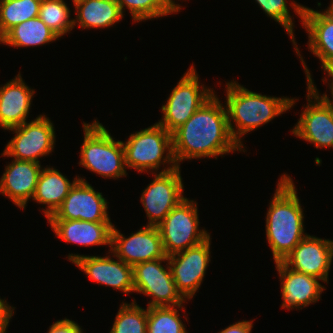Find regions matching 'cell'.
<instances>
[{"mask_svg": "<svg viewBox=\"0 0 333 333\" xmlns=\"http://www.w3.org/2000/svg\"><path fill=\"white\" fill-rule=\"evenodd\" d=\"M214 94L184 124L172 134L175 162L185 159L211 158L244 149L233 139L229 131L227 111Z\"/></svg>", "mask_w": 333, "mask_h": 333, "instance_id": "1", "label": "cell"}, {"mask_svg": "<svg viewBox=\"0 0 333 333\" xmlns=\"http://www.w3.org/2000/svg\"><path fill=\"white\" fill-rule=\"evenodd\" d=\"M266 216V237L274 262H281L307 235L303 209L290 176L282 175Z\"/></svg>", "mask_w": 333, "mask_h": 333, "instance_id": "2", "label": "cell"}, {"mask_svg": "<svg viewBox=\"0 0 333 333\" xmlns=\"http://www.w3.org/2000/svg\"><path fill=\"white\" fill-rule=\"evenodd\" d=\"M226 88L225 108L229 131L240 147H243L241 141L243 135L283 114L292 108L297 100L262 95L248 90L236 81L228 82ZM232 121L236 126H233Z\"/></svg>", "mask_w": 333, "mask_h": 333, "instance_id": "3", "label": "cell"}, {"mask_svg": "<svg viewBox=\"0 0 333 333\" xmlns=\"http://www.w3.org/2000/svg\"><path fill=\"white\" fill-rule=\"evenodd\" d=\"M84 141L80 162L86 169L105 178L126 177L125 153L122 141H115L99 121L84 123Z\"/></svg>", "mask_w": 333, "mask_h": 333, "instance_id": "4", "label": "cell"}, {"mask_svg": "<svg viewBox=\"0 0 333 333\" xmlns=\"http://www.w3.org/2000/svg\"><path fill=\"white\" fill-rule=\"evenodd\" d=\"M122 144L126 167L136 169L139 173L148 169H155L156 172L165 163L177 166L173 156L172 134L158 123L131 134ZM165 152L167 155L163 156Z\"/></svg>", "mask_w": 333, "mask_h": 333, "instance_id": "5", "label": "cell"}, {"mask_svg": "<svg viewBox=\"0 0 333 333\" xmlns=\"http://www.w3.org/2000/svg\"><path fill=\"white\" fill-rule=\"evenodd\" d=\"M197 203L186 197L157 226L167 256L195 247L210 237L199 229Z\"/></svg>", "mask_w": 333, "mask_h": 333, "instance_id": "6", "label": "cell"}, {"mask_svg": "<svg viewBox=\"0 0 333 333\" xmlns=\"http://www.w3.org/2000/svg\"><path fill=\"white\" fill-rule=\"evenodd\" d=\"M194 66H190L184 76L173 88L169 98L161 110L163 118L158 122L172 133L184 124L215 93L211 88L203 86L198 79ZM202 88V89H201ZM201 89V90H200Z\"/></svg>", "mask_w": 333, "mask_h": 333, "instance_id": "7", "label": "cell"}, {"mask_svg": "<svg viewBox=\"0 0 333 333\" xmlns=\"http://www.w3.org/2000/svg\"><path fill=\"white\" fill-rule=\"evenodd\" d=\"M167 262L166 268L161 264ZM134 292L152 296L147 307L175 306L183 310L185 299L178 292L168 263V257L133 266Z\"/></svg>", "mask_w": 333, "mask_h": 333, "instance_id": "8", "label": "cell"}, {"mask_svg": "<svg viewBox=\"0 0 333 333\" xmlns=\"http://www.w3.org/2000/svg\"><path fill=\"white\" fill-rule=\"evenodd\" d=\"M8 130L15 136L7 143L3 156L40 163L39 157L47 156L54 149L55 131L46 115H39L30 123L26 121Z\"/></svg>", "mask_w": 333, "mask_h": 333, "instance_id": "9", "label": "cell"}, {"mask_svg": "<svg viewBox=\"0 0 333 333\" xmlns=\"http://www.w3.org/2000/svg\"><path fill=\"white\" fill-rule=\"evenodd\" d=\"M155 178L143 190L141 203L149 219L147 225L158 226L167 214L185 197L180 167L169 166L159 174L153 173Z\"/></svg>", "mask_w": 333, "mask_h": 333, "instance_id": "10", "label": "cell"}, {"mask_svg": "<svg viewBox=\"0 0 333 333\" xmlns=\"http://www.w3.org/2000/svg\"><path fill=\"white\" fill-rule=\"evenodd\" d=\"M110 249L114 257L131 267L167 257L158 227L149 225L140 228L127 238L113 226Z\"/></svg>", "mask_w": 333, "mask_h": 333, "instance_id": "11", "label": "cell"}, {"mask_svg": "<svg viewBox=\"0 0 333 333\" xmlns=\"http://www.w3.org/2000/svg\"><path fill=\"white\" fill-rule=\"evenodd\" d=\"M210 241L209 237L195 247L167 256L176 288L185 300L196 295L203 281L211 261Z\"/></svg>", "mask_w": 333, "mask_h": 333, "instance_id": "12", "label": "cell"}, {"mask_svg": "<svg viewBox=\"0 0 333 333\" xmlns=\"http://www.w3.org/2000/svg\"><path fill=\"white\" fill-rule=\"evenodd\" d=\"M107 203L102 193L96 192L84 178L79 177L62 205L48 220L111 222Z\"/></svg>", "mask_w": 333, "mask_h": 333, "instance_id": "13", "label": "cell"}, {"mask_svg": "<svg viewBox=\"0 0 333 333\" xmlns=\"http://www.w3.org/2000/svg\"><path fill=\"white\" fill-rule=\"evenodd\" d=\"M333 259V241L306 235L282 261L297 272L328 283Z\"/></svg>", "mask_w": 333, "mask_h": 333, "instance_id": "14", "label": "cell"}, {"mask_svg": "<svg viewBox=\"0 0 333 333\" xmlns=\"http://www.w3.org/2000/svg\"><path fill=\"white\" fill-rule=\"evenodd\" d=\"M68 259L84 271L85 274L99 285L113 287L123 293L134 292L133 267L121 259H111L109 256H84L69 254Z\"/></svg>", "mask_w": 333, "mask_h": 333, "instance_id": "15", "label": "cell"}, {"mask_svg": "<svg viewBox=\"0 0 333 333\" xmlns=\"http://www.w3.org/2000/svg\"><path fill=\"white\" fill-rule=\"evenodd\" d=\"M307 89L309 102L292 133L314 144L316 149L333 147V113L309 88Z\"/></svg>", "mask_w": 333, "mask_h": 333, "instance_id": "16", "label": "cell"}, {"mask_svg": "<svg viewBox=\"0 0 333 333\" xmlns=\"http://www.w3.org/2000/svg\"><path fill=\"white\" fill-rule=\"evenodd\" d=\"M294 12L301 18L302 25L308 32V48L319 58L323 66L333 61V10L328 7L324 12L314 11L294 1Z\"/></svg>", "mask_w": 333, "mask_h": 333, "instance_id": "17", "label": "cell"}, {"mask_svg": "<svg viewBox=\"0 0 333 333\" xmlns=\"http://www.w3.org/2000/svg\"><path fill=\"white\" fill-rule=\"evenodd\" d=\"M41 168L40 163L14 159L5 167L0 179V193L25 209L27 201L35 194Z\"/></svg>", "mask_w": 333, "mask_h": 333, "instance_id": "18", "label": "cell"}, {"mask_svg": "<svg viewBox=\"0 0 333 333\" xmlns=\"http://www.w3.org/2000/svg\"><path fill=\"white\" fill-rule=\"evenodd\" d=\"M275 264L281 280L283 299L281 307L283 309L291 310L296 307V309H302L311 303L318 302L320 295L325 290L324 286L319 283L320 279L292 270L282 261Z\"/></svg>", "mask_w": 333, "mask_h": 333, "instance_id": "19", "label": "cell"}, {"mask_svg": "<svg viewBox=\"0 0 333 333\" xmlns=\"http://www.w3.org/2000/svg\"><path fill=\"white\" fill-rule=\"evenodd\" d=\"M34 92L20 73L0 87V127L8 130L26 122Z\"/></svg>", "mask_w": 333, "mask_h": 333, "instance_id": "20", "label": "cell"}, {"mask_svg": "<svg viewBox=\"0 0 333 333\" xmlns=\"http://www.w3.org/2000/svg\"><path fill=\"white\" fill-rule=\"evenodd\" d=\"M56 236L67 243L82 246H111L112 222L48 220Z\"/></svg>", "mask_w": 333, "mask_h": 333, "instance_id": "21", "label": "cell"}, {"mask_svg": "<svg viewBox=\"0 0 333 333\" xmlns=\"http://www.w3.org/2000/svg\"><path fill=\"white\" fill-rule=\"evenodd\" d=\"M78 180L76 176L71 183L59 170L53 167H47L41 170L38 177V182L33 196V200L47 205L46 210H43L48 219L62 205L69 190Z\"/></svg>", "mask_w": 333, "mask_h": 333, "instance_id": "22", "label": "cell"}, {"mask_svg": "<svg viewBox=\"0 0 333 333\" xmlns=\"http://www.w3.org/2000/svg\"><path fill=\"white\" fill-rule=\"evenodd\" d=\"M72 2L77 13L74 26L79 24L82 29L113 26L123 18V13L115 0H74Z\"/></svg>", "mask_w": 333, "mask_h": 333, "instance_id": "23", "label": "cell"}, {"mask_svg": "<svg viewBox=\"0 0 333 333\" xmlns=\"http://www.w3.org/2000/svg\"><path fill=\"white\" fill-rule=\"evenodd\" d=\"M58 38L39 17H36L14 26L2 37L0 43L23 48L44 45Z\"/></svg>", "mask_w": 333, "mask_h": 333, "instance_id": "24", "label": "cell"}, {"mask_svg": "<svg viewBox=\"0 0 333 333\" xmlns=\"http://www.w3.org/2000/svg\"><path fill=\"white\" fill-rule=\"evenodd\" d=\"M41 0H0V36L14 26L39 16Z\"/></svg>", "mask_w": 333, "mask_h": 333, "instance_id": "25", "label": "cell"}, {"mask_svg": "<svg viewBox=\"0 0 333 333\" xmlns=\"http://www.w3.org/2000/svg\"><path fill=\"white\" fill-rule=\"evenodd\" d=\"M123 12L127 7L131 17L136 22L164 17L169 14L178 13L181 9L179 4L172 0H115Z\"/></svg>", "mask_w": 333, "mask_h": 333, "instance_id": "26", "label": "cell"}, {"mask_svg": "<svg viewBox=\"0 0 333 333\" xmlns=\"http://www.w3.org/2000/svg\"><path fill=\"white\" fill-rule=\"evenodd\" d=\"M71 10L64 0H41L39 18L58 36L62 37L74 28Z\"/></svg>", "mask_w": 333, "mask_h": 333, "instance_id": "27", "label": "cell"}, {"mask_svg": "<svg viewBox=\"0 0 333 333\" xmlns=\"http://www.w3.org/2000/svg\"><path fill=\"white\" fill-rule=\"evenodd\" d=\"M175 306L147 307L146 333H187Z\"/></svg>", "mask_w": 333, "mask_h": 333, "instance_id": "28", "label": "cell"}, {"mask_svg": "<svg viewBox=\"0 0 333 333\" xmlns=\"http://www.w3.org/2000/svg\"><path fill=\"white\" fill-rule=\"evenodd\" d=\"M147 309L132 303H122L109 333H146Z\"/></svg>", "mask_w": 333, "mask_h": 333, "instance_id": "29", "label": "cell"}, {"mask_svg": "<svg viewBox=\"0 0 333 333\" xmlns=\"http://www.w3.org/2000/svg\"><path fill=\"white\" fill-rule=\"evenodd\" d=\"M258 5L263 9L268 17L278 22L287 31L292 42L296 41L294 39V23L293 18L290 15V10L286 0H255Z\"/></svg>", "mask_w": 333, "mask_h": 333, "instance_id": "30", "label": "cell"}, {"mask_svg": "<svg viewBox=\"0 0 333 333\" xmlns=\"http://www.w3.org/2000/svg\"><path fill=\"white\" fill-rule=\"evenodd\" d=\"M293 44L295 45V51L297 52L296 54L300 57V60L302 61L304 70H305V74H306V80H307V86L306 88H309L333 113V99L332 101L329 99L328 95L322 94L323 96H319L320 94H318V90L316 89V86L314 85V80H312L310 71L308 69V67H306V63L303 60V57L300 55L299 52V48L297 47V44L295 41H293ZM331 89V94H332V98H333V84L328 83Z\"/></svg>", "mask_w": 333, "mask_h": 333, "instance_id": "31", "label": "cell"}, {"mask_svg": "<svg viewBox=\"0 0 333 333\" xmlns=\"http://www.w3.org/2000/svg\"><path fill=\"white\" fill-rule=\"evenodd\" d=\"M47 333H83L81 327L67 318L53 323Z\"/></svg>", "mask_w": 333, "mask_h": 333, "instance_id": "32", "label": "cell"}, {"mask_svg": "<svg viewBox=\"0 0 333 333\" xmlns=\"http://www.w3.org/2000/svg\"><path fill=\"white\" fill-rule=\"evenodd\" d=\"M15 308L10 306L7 301L0 298V333H6L9 320L14 314Z\"/></svg>", "mask_w": 333, "mask_h": 333, "instance_id": "33", "label": "cell"}, {"mask_svg": "<svg viewBox=\"0 0 333 333\" xmlns=\"http://www.w3.org/2000/svg\"><path fill=\"white\" fill-rule=\"evenodd\" d=\"M253 320L247 321H238L237 323H234L219 333H251V330L253 328Z\"/></svg>", "mask_w": 333, "mask_h": 333, "instance_id": "34", "label": "cell"}, {"mask_svg": "<svg viewBox=\"0 0 333 333\" xmlns=\"http://www.w3.org/2000/svg\"><path fill=\"white\" fill-rule=\"evenodd\" d=\"M321 67H322V69H324L325 72L328 73V76L330 78L332 77V79L330 81H332L331 84H333V61H328Z\"/></svg>", "mask_w": 333, "mask_h": 333, "instance_id": "35", "label": "cell"}, {"mask_svg": "<svg viewBox=\"0 0 333 333\" xmlns=\"http://www.w3.org/2000/svg\"><path fill=\"white\" fill-rule=\"evenodd\" d=\"M331 5L329 6L333 10V0L330 3Z\"/></svg>", "mask_w": 333, "mask_h": 333, "instance_id": "36", "label": "cell"}]
</instances>
